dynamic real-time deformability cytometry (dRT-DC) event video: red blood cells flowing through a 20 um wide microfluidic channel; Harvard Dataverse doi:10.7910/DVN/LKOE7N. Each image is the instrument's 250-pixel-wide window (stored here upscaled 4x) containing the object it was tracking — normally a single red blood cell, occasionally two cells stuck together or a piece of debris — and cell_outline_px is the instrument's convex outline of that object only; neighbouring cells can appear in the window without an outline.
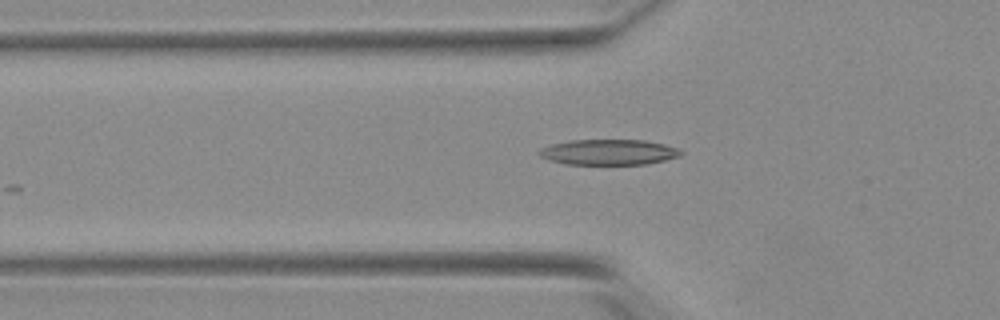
{"species": "Egyptian fruit bat (a non-hibernating species)", "species_latin": "Rousettus aegyptiacus", "temperature_condition": "warm", "stored_images_in_passage": 36, "camera_frame_rate_fps": 3000, "um_per_image_px": 0.085, "animal": {"sex": "female"}, "frame": {"image": 1, "passage_image": 19, "time_ms": 6.0, "image_size_px": [1000, 320], "cell_outline_px": [[684, 152], [680, 156], [664, 160], [644, 164], [564, 164], [540, 156], [536, 152], [540, 148], [552, 144], [568, 140], [644, 140], [664, 144], [676, 148]], "centroid_in_image_um": [51.71, 12.92], "position_along_channel_um": 74.1, "area_um2": 20.98}}
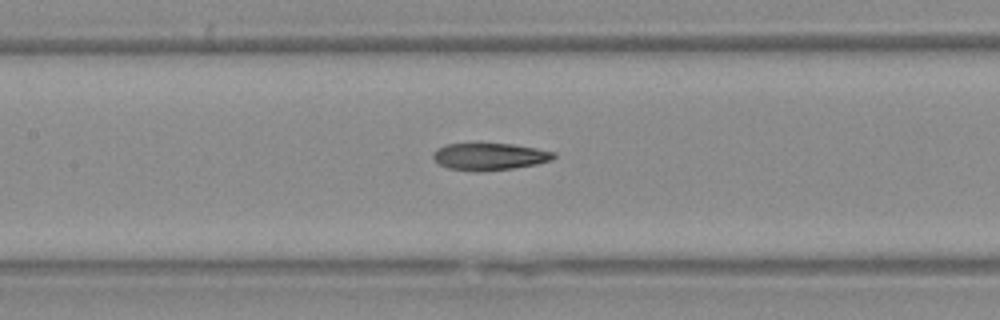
{"frame": {"image": 2, "passage_image": 26, "time_ms": 8.333, "image_size_px": [1000, 320], "cell_outline_px": [[556, 156], [552, 160], [536, 164], [512, 168], [448, 168], [440, 164], [432, 156], [432, 152], [436, 148], [448, 144], [512, 144], [536, 148], [556, 152]], "centroid_in_image_um": [41.66, 13.25], "position_along_channel_um": 165.7, "area_um2": 18.03}}
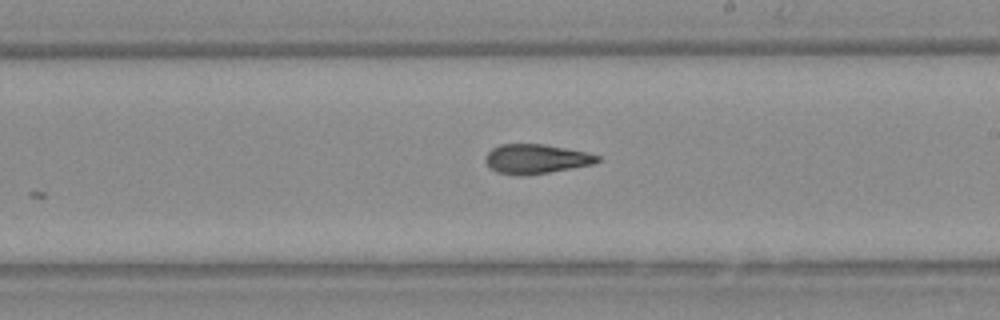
{"frame": {"image": 3, "passage_image": 32, "time_ms": 10.333, "image_size_px": [1000, 320], "cell_outline_px": [[600, 160], [592, 164], [548, 172], [524, 176], [516, 176], [496, 172], [484, 160], [488, 152], [492, 148], [500, 144], [544, 144], [584, 152], [600, 156]], "centroid_in_image_um": [45.52, 13.51], "position_along_channel_um": 243.5, "area_um2": 19.02}}